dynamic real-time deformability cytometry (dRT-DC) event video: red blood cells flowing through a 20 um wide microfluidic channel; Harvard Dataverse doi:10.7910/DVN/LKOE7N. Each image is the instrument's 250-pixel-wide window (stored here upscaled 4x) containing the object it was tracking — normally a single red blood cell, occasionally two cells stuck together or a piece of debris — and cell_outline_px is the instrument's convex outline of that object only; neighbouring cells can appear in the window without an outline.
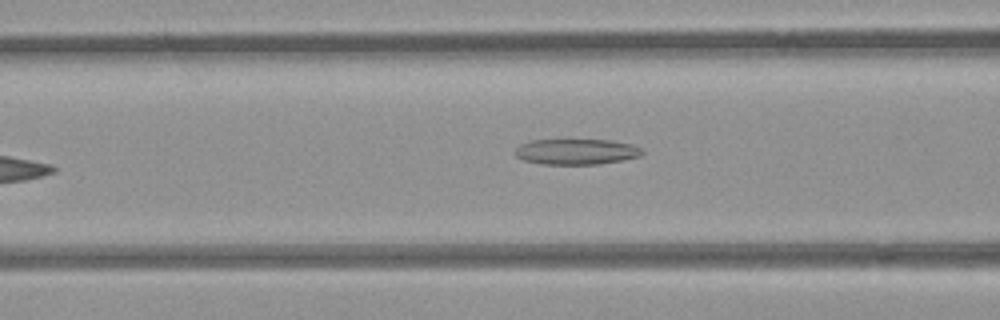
{"species": "common noctule bat (a hibernating species)", "species_latin": "Nyctalus noctula", "temperature_condition": "room temperature", "stored_images_in_passage": 32, "camera_frame_rate_fps": 3000, "um_per_image_px": 0.085, "animal": {"sex": "female", "body_mass_g": 21.9}, "frame": {"image": 1, "passage_image": 7, "time_ms": 2.0, "image_size_px": [1000, 320], "cell_outline_px": [[644, 152], [640, 156], [620, 160], [596, 164], [540, 164], [524, 160], [516, 156], [516, 148], [520, 144], [532, 140], [612, 140], [632, 144], [640, 148]], "centroid_in_image_um": [48.98, 12.89], "position_along_channel_um": 117.6, "area_um2": 18.84}}
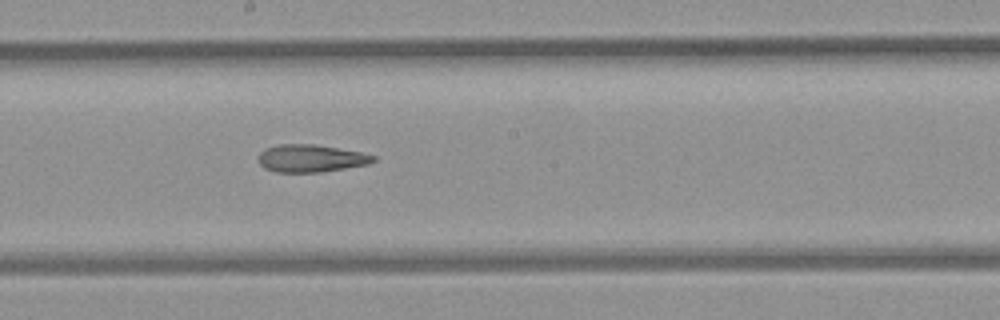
{"frame": {"image": 2, "passage_image": 15, "time_ms": 4.667, "image_size_px": [1000, 320], "cell_outline_px": [[376, 160], [368, 164], [320, 172], [276, 172], [264, 168], [256, 160], [260, 152], [264, 148], [280, 144], [316, 144], [360, 152], [376, 156]], "centroid_in_image_um": [26.37, 13.45], "position_along_channel_um": 221.8, "area_um2": 18.5}}
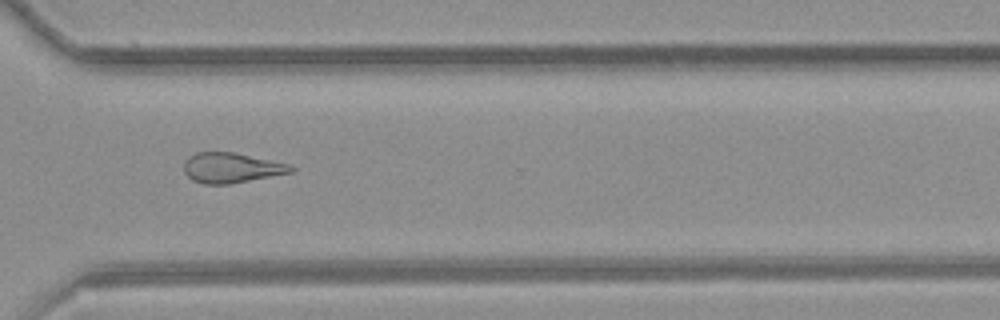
{"frame": {"image": 3, "passage_image": 25, "time_ms": 8.0, "image_size_px": [1000, 320], "cell_outline_px": [[296, 168], [292, 172], [228, 184], [204, 184], [192, 180], [184, 172], [184, 160], [188, 156], [196, 152], [232, 152], [292, 164]], "centroid_in_image_um": [19.65, 14.25], "position_along_channel_um": 350.9, "area_um2": 18.79}, "authors_computed_cell_mechanics": {"area_um2": 18.9006, "velocity_mm_per_s": 3.8879, "shape_relaxation_time_tau1_ms": null, "shape_relaxation_time_tau2_ms": 3.4766, "deformation_change_tau1": null, "deformation_change_tau2": 0.1383}}